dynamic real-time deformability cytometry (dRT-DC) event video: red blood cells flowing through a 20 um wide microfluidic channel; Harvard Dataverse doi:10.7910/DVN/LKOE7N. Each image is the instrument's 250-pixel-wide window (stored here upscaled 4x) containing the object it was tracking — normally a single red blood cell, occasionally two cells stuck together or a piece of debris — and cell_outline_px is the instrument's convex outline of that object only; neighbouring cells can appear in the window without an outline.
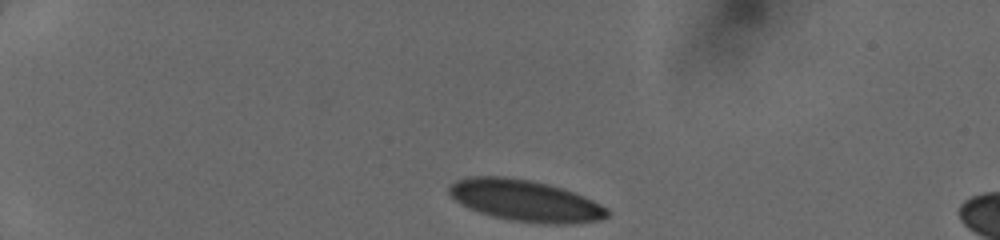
{"species": "human", "species_latin": "Homo sapiens", "temperature_condition": "cold", "stored_images_in_passage": 4, "camera_frame_rate_fps": 3000, "um_per_image_px": 0.085, "donor": {"sex": "female"}, "frame": {"image": 1, "passage_image": 1, "time_ms": 0.0, "image_size_px": [1000, 240], "cell_outline_px": [[608, 216], [600, 220], [572, 224], [544, 224], [512, 220], [492, 216], [480, 212], [456, 200], [448, 192], [448, 184], [456, 180], [468, 176], [504, 176], [532, 180], [564, 188], [584, 196], [608, 208]], "centroid_in_image_um": [44.67, 17.04], "position_along_channel_um": 40.3, "area_um2": 38.21}}